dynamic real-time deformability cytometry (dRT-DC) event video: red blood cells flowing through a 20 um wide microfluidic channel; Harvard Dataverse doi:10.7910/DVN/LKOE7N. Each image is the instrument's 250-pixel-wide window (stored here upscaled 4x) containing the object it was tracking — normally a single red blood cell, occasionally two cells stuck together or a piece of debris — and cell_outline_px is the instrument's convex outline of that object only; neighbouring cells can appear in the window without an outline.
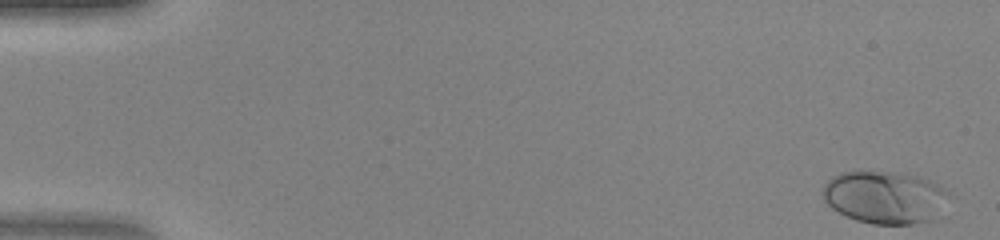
{"species": "human", "species_latin": "Homo sapiens", "temperature_condition": "warm", "stored_images_in_passage": 47, "camera_frame_rate_fps": 3000, "um_per_image_px": 0.085, "donor": {"sex": "female"}, "frame": {"image": 1, "passage_image": 1, "time_ms": 0.0, "image_size_px": [1000, 240], "cell_outline_px": [[948, 192], [940, 220], [912, 224], [872, 224], [856, 220], [832, 208], [824, 200], [824, 184], [832, 176], [840, 172], [896, 172], [920, 176], [944, 188]], "centroid_in_image_um": [75.26, 16.79], "position_along_channel_um": 9.7, "area_um2": 38.84}}
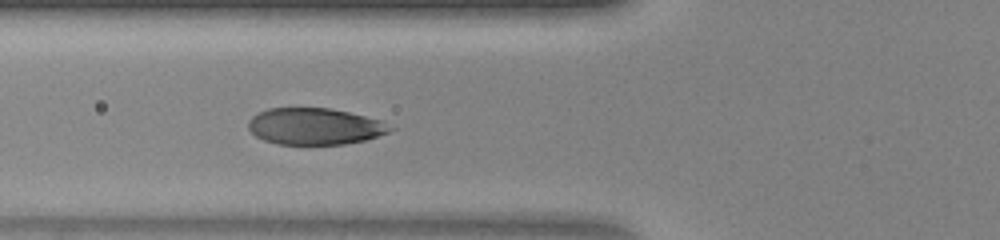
{"frame": {"image": 2, "passage_image": 18, "time_ms": 5.667, "image_size_px": [1000, 240], "cell_outline_px": [[396, 128], [388, 132], [364, 140], [344, 144], [280, 144], [264, 140], [256, 136], [248, 128], [248, 120], [256, 112], [268, 108], [328, 108], [348, 112], [380, 120]], "centroid_in_image_um": [26.72, 10.73], "position_along_channel_um": 99.1, "area_um2": 30.11}}
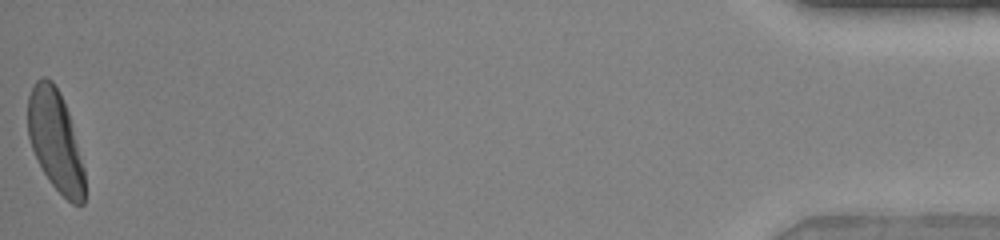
{"frame": {"image": 3, "passage_image": 47, "time_ms": 15.333, "image_size_px": [1000, 240], "cell_outline_px": [[84, 204], [72, 204], [48, 180], [32, 148], [28, 136], [28, 96], [36, 80], [40, 76], [44, 76], [52, 80], [60, 92], [68, 112], [84, 168]], "centroid_in_image_um": [4.7, 11.92], "position_along_channel_um": 430.5, "area_um2": 32.95}}